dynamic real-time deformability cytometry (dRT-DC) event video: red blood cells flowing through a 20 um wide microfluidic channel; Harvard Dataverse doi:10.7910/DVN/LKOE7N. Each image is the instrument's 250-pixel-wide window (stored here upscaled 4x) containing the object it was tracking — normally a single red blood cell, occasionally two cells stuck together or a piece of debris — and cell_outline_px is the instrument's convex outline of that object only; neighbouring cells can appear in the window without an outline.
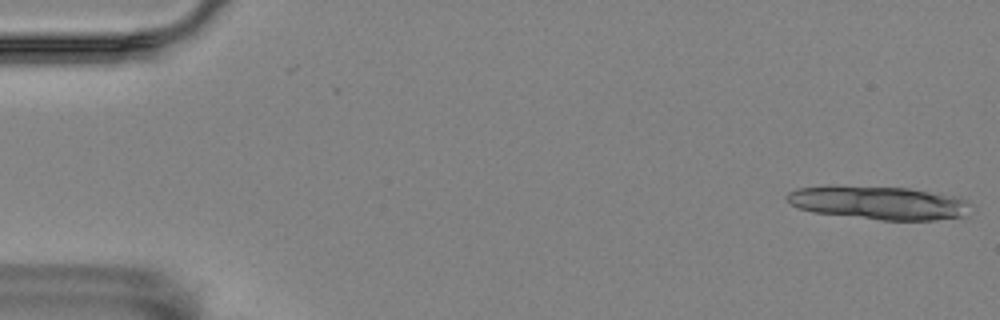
{"species": "Egyptian fruit bat (a non-hibernating species)", "species_latin": "Rousettus aegyptiacus", "temperature_condition": "room temperature", "stored_images_in_passage": 15, "camera_frame_rate_fps": 3000, "um_per_image_px": 0.085, "animal": {"sex": "female"}, "frame": {"image": 1, "passage_image": 1, "time_ms": 0.0, "image_size_px": [1000, 320], "cell_outline_px": [[968, 216], [936, 220], [880, 220], [812, 212], [800, 208], [792, 204], [784, 196], [788, 192], [796, 188], [908, 188], [960, 196], [964, 200]], "centroid_in_image_um": [74.75, 17.28], "position_along_channel_um": 10.2, "area_um2": 34.62}}